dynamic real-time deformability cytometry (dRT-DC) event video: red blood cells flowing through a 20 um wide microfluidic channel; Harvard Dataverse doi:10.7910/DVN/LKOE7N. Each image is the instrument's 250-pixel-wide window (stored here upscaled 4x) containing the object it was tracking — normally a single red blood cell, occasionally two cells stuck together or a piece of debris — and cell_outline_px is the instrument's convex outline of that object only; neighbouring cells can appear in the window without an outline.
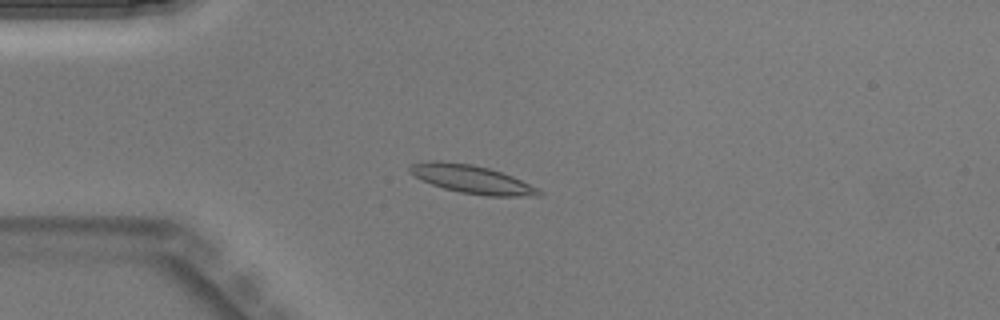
{"species": "Egyptian fruit bat (a non-hibernating species)", "species_latin": "Rousettus aegyptiacus", "temperature_condition": "warm", "stored_images_in_passage": 45, "camera_frame_rate_fps": 3000, "um_per_image_px": 0.085, "animal": {"sex": "male"}, "frame": {"image": 1, "passage_image": 12, "time_ms": 3.667, "image_size_px": [1000, 320], "cell_outline_px": [[544, 192], [540, 196], [488, 196], [460, 192], [444, 188], [432, 184], [408, 172], [408, 168], [412, 164], [428, 160], [440, 160], [472, 164], [488, 168], [512, 176]], "centroid_in_image_um": [40.08, 15.22], "position_along_channel_um": 44.9, "area_um2": 21.04}}
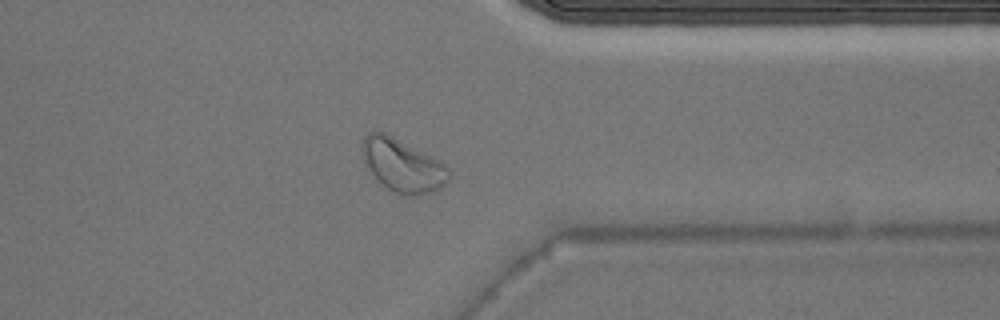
{"frame": {"image": 2, "passage_image": 36, "time_ms": 11.667, "image_size_px": [1000, 320], "cell_outline_px": [[452, 176], [444, 184], [432, 192], [420, 196], [404, 196], [388, 188], [368, 168], [364, 160], [364, 136], [368, 132], [384, 132], [444, 164], [452, 172]], "centroid_in_image_um": [34.27, 14.09], "position_along_channel_um": 377.1, "area_um2": 25.84}}
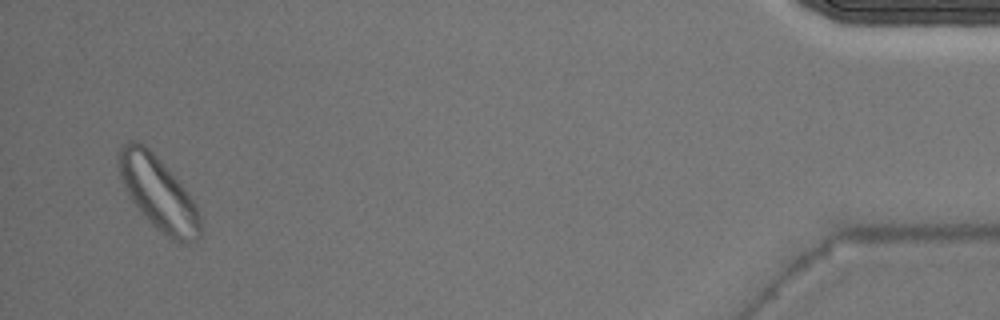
{"frame": {"image": 3, "passage_image": 44, "time_ms": 14.333, "image_size_px": [1000, 320], "cell_outline_px": [[200, 236], [188, 244], [172, 240], [160, 232], [144, 216], [132, 200], [120, 176], [116, 164], [116, 156], [120, 148], [128, 140], [136, 140], [144, 144], [156, 156], [184, 188], [192, 200], [200, 216]], "centroid_in_image_um": [13.41, 16.41], "position_along_channel_um": 421.8, "area_um2": 34.33}}